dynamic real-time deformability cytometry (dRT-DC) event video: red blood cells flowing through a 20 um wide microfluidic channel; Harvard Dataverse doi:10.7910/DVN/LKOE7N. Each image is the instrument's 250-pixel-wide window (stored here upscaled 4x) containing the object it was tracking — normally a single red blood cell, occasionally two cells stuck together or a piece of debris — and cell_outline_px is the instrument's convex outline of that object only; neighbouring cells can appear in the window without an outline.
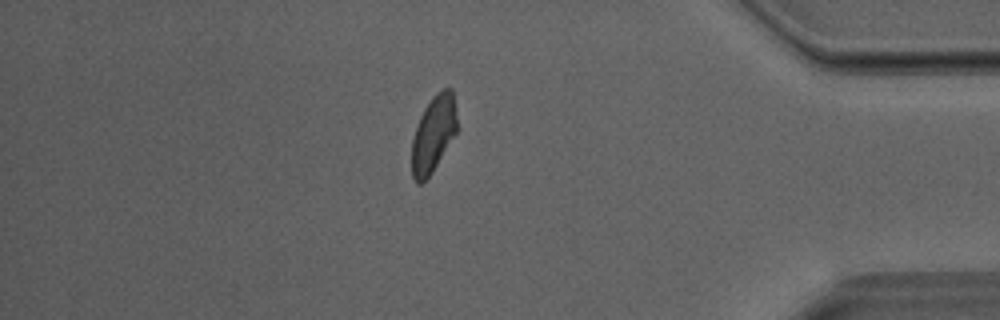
{"species": "Egyptian fruit bat (a non-hibernating species)", "species_latin": "Rousettus aegyptiacus", "temperature_condition": "room temperature", "stored_images_in_passage": 25, "camera_frame_rate_fps": 3000, "um_per_image_px": 0.085, "animal": {"sex": "male"}, "frame": {"image": 1, "passage_image": 22, "time_ms": 7.0, "image_size_px": [1000, 320], "cell_outline_px": [[460, 128], [432, 172], [420, 184], [416, 184], [412, 176], [412, 140], [420, 116], [424, 108], [432, 96], [436, 92], [444, 88], [452, 88]], "centroid_in_image_um": [36.88, 11.35], "position_along_channel_um": 398.3, "area_um2": 20.52}}